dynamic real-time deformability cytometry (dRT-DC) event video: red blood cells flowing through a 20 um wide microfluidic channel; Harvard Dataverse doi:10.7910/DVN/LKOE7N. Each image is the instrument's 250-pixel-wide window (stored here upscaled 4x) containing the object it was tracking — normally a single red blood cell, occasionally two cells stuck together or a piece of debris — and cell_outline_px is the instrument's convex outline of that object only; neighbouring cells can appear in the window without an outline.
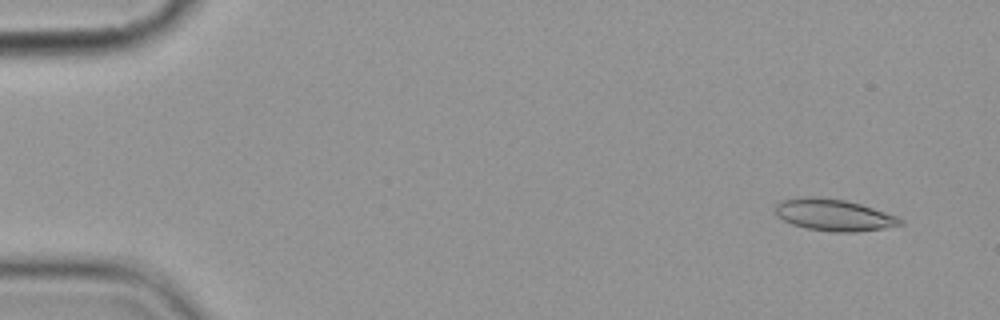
{"species": "common noctule bat (a hibernating species)", "species_latin": "Nyctalus noctula", "temperature_condition": "cold", "stored_images_in_passage": 6, "camera_frame_rate_fps": 3000, "um_per_image_px": 0.085, "animal": {"sex": "female", "body_mass_g": 19.9}, "frame": {"image": 1, "passage_image": 1, "time_ms": 0.0, "image_size_px": [1000, 320], "cell_outline_px": [[904, 224], [884, 228], [856, 232], [832, 232], [808, 228], [792, 224], [776, 216], [776, 204], [780, 200], [804, 196], [816, 196], [844, 200], [860, 204], [896, 216], [904, 220]], "centroid_in_image_um": [70.85, 18.27], "position_along_channel_um": 14.1, "area_um2": 23.06}}
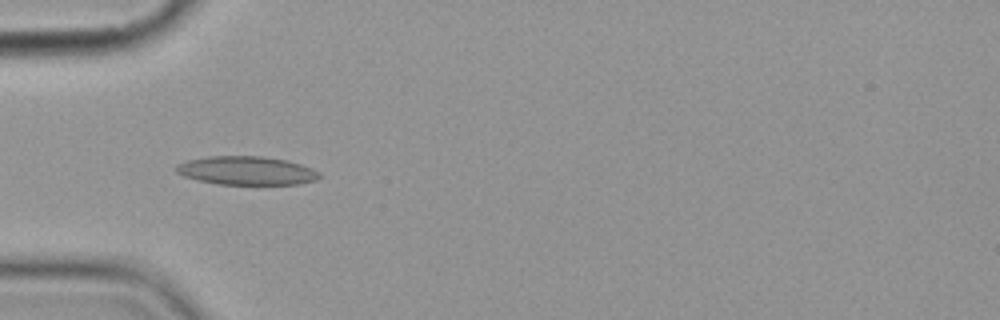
{"frame": {"image": 2, "passage_image": 5, "time_ms": 4.667, "image_size_px": [1000, 320], "cell_outline_px": [[320, 176], [316, 180], [300, 184], [216, 184], [196, 180], [184, 176], [176, 172], [176, 164], [188, 160], [208, 156], [264, 156], [288, 160], [312, 168], [320, 172]], "centroid_in_image_um": [20.96, 14.5], "position_along_channel_um": 64.0, "area_um2": 23.99}}
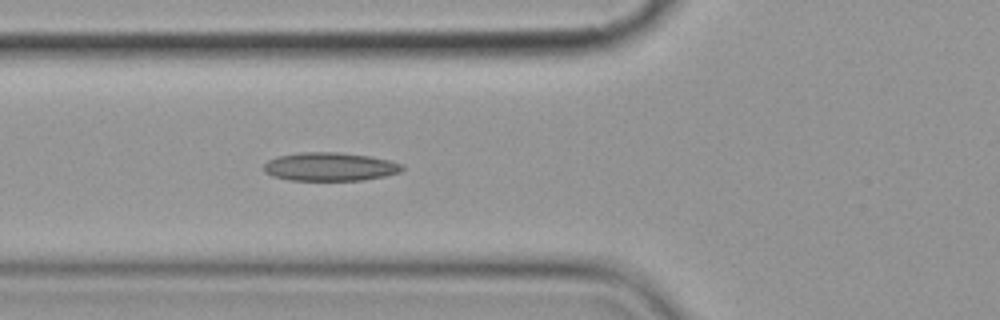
{"frame": {"image": 3, "passage_image": 6, "time_ms": 5.667, "image_size_px": [1000, 320], "cell_outline_px": [[404, 168], [400, 172], [384, 176], [364, 180], [288, 180], [272, 176], [264, 172], [264, 164], [268, 160], [280, 156], [300, 152], [340, 152], [372, 156], [404, 164]], "centroid_in_image_um": [28.06, 14.17], "position_along_channel_um": 97.7, "area_um2": 23.06}}